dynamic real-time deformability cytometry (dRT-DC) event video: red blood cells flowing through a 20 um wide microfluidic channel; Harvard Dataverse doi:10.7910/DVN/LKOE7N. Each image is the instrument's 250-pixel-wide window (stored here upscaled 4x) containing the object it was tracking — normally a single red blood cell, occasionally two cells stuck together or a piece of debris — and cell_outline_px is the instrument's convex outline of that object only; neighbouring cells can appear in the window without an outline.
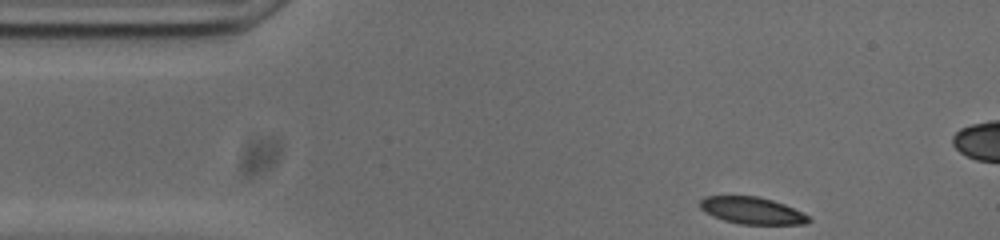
{"species": "common noctule bat (a hibernating species)", "species_latin": "Nyctalus noctula", "temperature_condition": "cold", "stored_images_in_passage": 49, "camera_frame_rate_fps": 3000, "um_per_image_px": 0.085, "animal": {"sex": "male", "body_mass_g": 20.0, "forearm_length_mm": 53.3}, "frame": {"image": 1, "passage_image": 1, "time_ms": 0.0, "image_size_px": [1000, 240], "cell_outline_px": [[812, 220], [804, 224], [740, 224], [724, 220], [712, 216], [704, 212], [700, 208], [700, 200], [704, 196], [756, 196], [772, 200], [784, 204], [808, 216]], "centroid_in_image_um": [63.87, 17.9], "position_along_channel_um": 21.1, "area_um2": 16.94}}
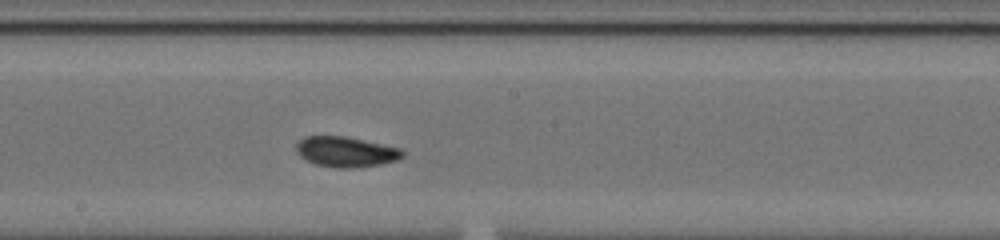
{"frame": {"image": 2, "passage_image": 22, "time_ms": 7.0, "image_size_px": [1000, 240], "cell_outline_px": [[404, 156], [396, 160], [380, 164], [360, 168], [340, 168], [316, 164], [300, 156], [296, 152], [296, 144], [304, 136], [344, 136], [364, 140], [400, 148], [404, 152]], "centroid_in_image_um": [29.4, 12.9], "position_along_channel_um": 218.8, "area_um2": 18.73}}
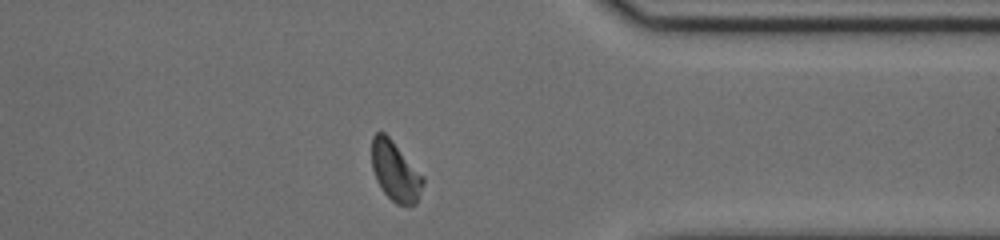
{"frame": {"image": 3, "passage_image": 36, "time_ms": 11.667, "image_size_px": [1000, 240], "cell_outline_px": [[424, 184], [416, 204], [408, 208], [396, 204], [384, 192], [376, 180], [372, 168], [372, 136], [376, 132], [384, 132], [392, 140], [424, 176]], "centroid_in_image_um": [33.62, 14.6], "position_along_channel_um": 377.8, "area_um2": 18.03}, "authors_computed_cell_mechanics": {"area_um2": 18.0336, "velocity_mm_per_s": 3.7144, "shape_relaxation_time_tau1_ms": 2.9536, "shape_relaxation_time_tau2_ms": 5.312, "deformation_change_tau1": 0.0837, "deformation_change_tau2": 0.0987}}